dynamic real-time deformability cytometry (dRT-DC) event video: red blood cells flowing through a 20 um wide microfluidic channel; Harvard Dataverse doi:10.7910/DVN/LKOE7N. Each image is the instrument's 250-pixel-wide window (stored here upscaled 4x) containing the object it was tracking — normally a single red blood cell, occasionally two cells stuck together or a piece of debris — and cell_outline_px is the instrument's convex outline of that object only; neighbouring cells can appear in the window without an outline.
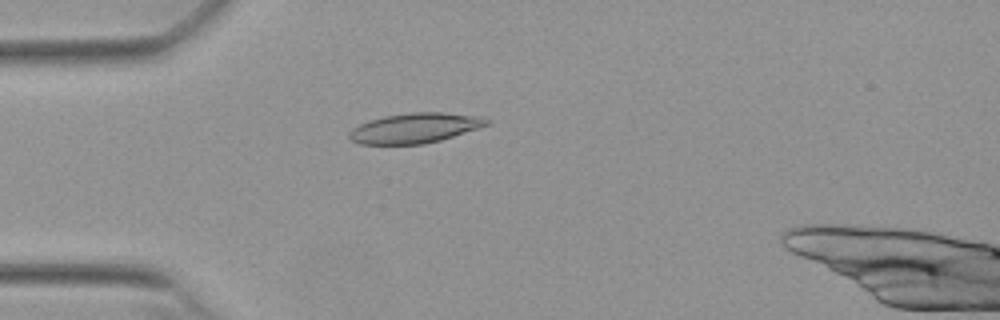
{"species": "Egyptian fruit bat (a non-hibernating species)", "species_latin": "Rousettus aegyptiacus", "temperature_condition": "warm", "stored_images_in_passage": 16, "camera_frame_rate_fps": 3000, "um_per_image_px": 0.085, "animal": {"sex": "female"}, "frame": {"image": 1, "passage_image": 6, "time_ms": 1.667, "image_size_px": [1000, 320], "cell_outline_px": [[492, 120], [488, 124], [440, 140], [424, 144], [360, 144], [352, 140], [348, 136], [348, 132], [352, 128], [368, 120], [384, 116], [412, 112], [444, 112], [484, 116]], "centroid_in_image_um": [35.26, 10.87], "position_along_channel_um": 49.7, "area_um2": 24.04}}